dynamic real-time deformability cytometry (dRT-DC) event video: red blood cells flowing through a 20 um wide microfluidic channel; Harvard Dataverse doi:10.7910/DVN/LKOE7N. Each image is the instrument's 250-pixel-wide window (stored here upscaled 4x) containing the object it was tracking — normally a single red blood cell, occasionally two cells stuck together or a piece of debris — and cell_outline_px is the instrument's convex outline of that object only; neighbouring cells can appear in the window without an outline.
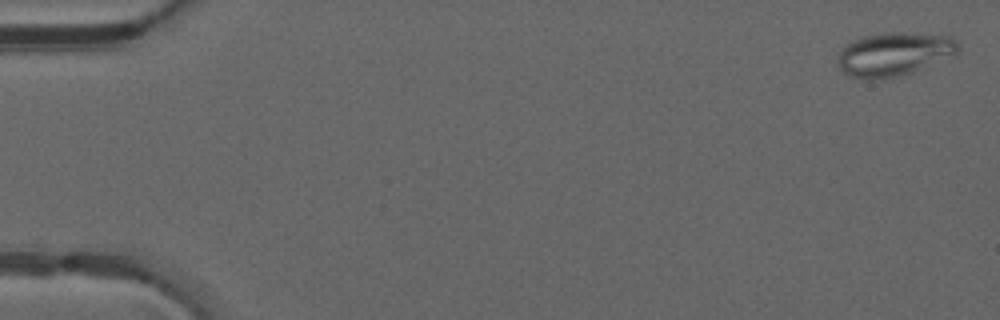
{"species": "common noctule bat (a hibernating species)", "species_latin": "Nyctalus noctula", "temperature_condition": "warm", "stored_images_in_passage": 9, "camera_frame_rate_fps": 3000, "um_per_image_px": 0.085, "animal": {"sex": "male", "forearm_length_mm": 52.5}, "frame": {"image": 1, "passage_image": 2, "time_ms": 0.333, "image_size_px": [1000, 320], "cell_outline_px": [[960, 48], [956, 56], [912, 72], [884, 80], [864, 80], [852, 76], [844, 72], [840, 68], [836, 60], [840, 52], [848, 44], [864, 36], [888, 32], [900, 32], [952, 36], [960, 44]], "centroid_in_image_um": [76.06, 4.62], "position_along_channel_um": 8.9, "area_um2": 30.92}}